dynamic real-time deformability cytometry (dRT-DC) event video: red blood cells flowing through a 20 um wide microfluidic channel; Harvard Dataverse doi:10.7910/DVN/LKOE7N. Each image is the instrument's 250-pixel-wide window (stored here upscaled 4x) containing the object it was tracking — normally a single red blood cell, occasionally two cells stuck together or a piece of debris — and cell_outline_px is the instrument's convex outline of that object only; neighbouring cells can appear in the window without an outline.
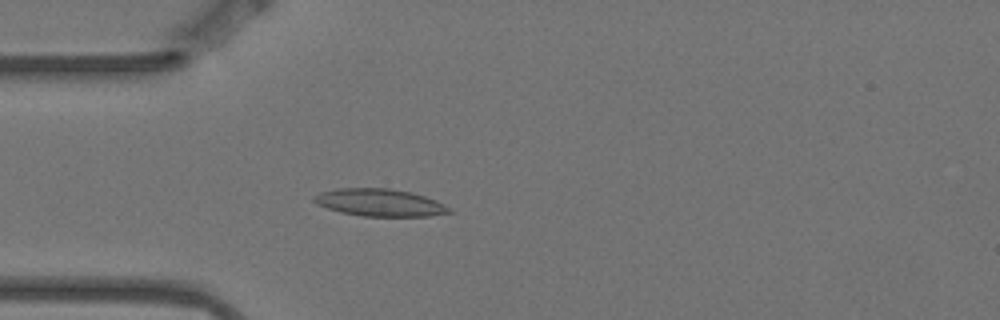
{"species": "Egyptian fruit bat (a non-hibernating species)", "species_latin": "Rousettus aegyptiacus", "temperature_condition": "warm", "stored_images_in_passage": 4, "camera_frame_rate_fps": 3000, "um_per_image_px": 0.085, "animal": {"sex": "female"}, "frame": {"image": 1, "passage_image": 4, "time_ms": 1.0, "image_size_px": [1000, 320], "cell_outline_px": [[456, 212], [428, 216], [360, 216], [340, 212], [316, 204], [312, 200], [312, 196], [320, 192], [336, 188], [388, 188], [412, 192], [436, 200], [452, 208]], "centroid_in_image_um": [32.29, 17.22], "position_along_channel_um": 52.7, "area_um2": 21.85}}